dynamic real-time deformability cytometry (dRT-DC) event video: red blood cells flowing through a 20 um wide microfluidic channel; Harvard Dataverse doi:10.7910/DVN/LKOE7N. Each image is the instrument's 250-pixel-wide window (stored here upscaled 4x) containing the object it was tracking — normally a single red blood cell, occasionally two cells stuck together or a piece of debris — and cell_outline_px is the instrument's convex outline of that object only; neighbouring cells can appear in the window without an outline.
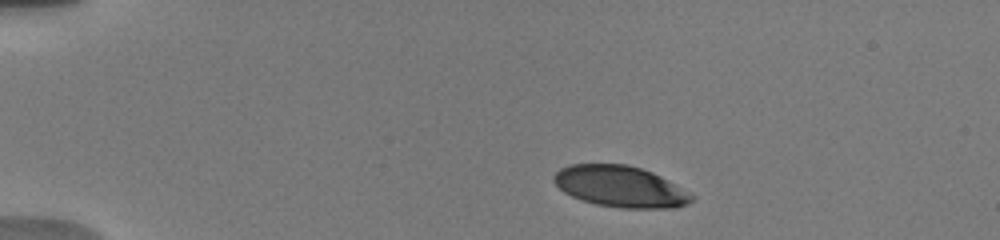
{"species": "human", "species_latin": "Homo sapiens", "temperature_condition": "warm", "stored_images_in_passage": 36, "camera_frame_rate_fps": 3000, "um_per_image_px": 0.085, "donor": {"sex": "male"}, "frame": {"image": 1, "passage_image": 2, "time_ms": 1.0, "image_size_px": [1000, 240], "cell_outline_px": [[696, 196], [688, 204], [676, 208], [620, 208], [596, 204], [572, 196], [564, 192], [552, 180], [552, 176], [560, 168], [568, 164], [628, 164], [652, 172], [668, 180]], "centroid_in_image_um": [52.73, 15.85], "position_along_channel_um": 32.3, "area_um2": 33.18}}
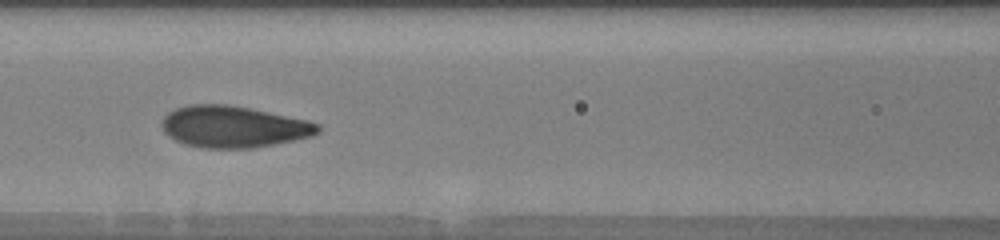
{"frame": {"image": 2, "passage_image": 13, "time_ms": 6.0, "image_size_px": [1000, 240], "cell_outline_px": [[320, 132], [312, 136], [256, 148], [200, 148], [184, 144], [168, 136], [164, 132], [160, 124], [164, 116], [168, 112], [176, 108], [188, 104], [228, 104], [308, 120], [320, 124]], "centroid_in_image_um": [19.82, 10.77], "position_along_channel_um": 146.8, "area_um2": 38.03}}
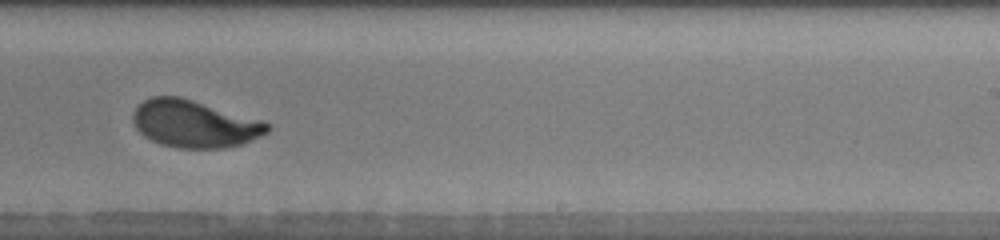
{"frame": {"image": 3, "passage_image": 21, "time_ms": 9.333, "image_size_px": [1000, 240], "cell_outline_px": [[272, 128], [268, 132], [260, 136], [240, 144], [224, 148], [176, 148], [160, 144], [144, 136], [136, 128], [132, 120], [132, 112], [144, 100], [152, 96], [180, 96], [260, 120], [272, 124]], "centroid_in_image_um": [16.51, 10.53], "position_along_channel_um": 272.5, "area_um2": 36.93}, "authors_computed_cell_mechanics": {"area_um2": 36.7608, "velocity_mm_per_s": 3.7864, "shape_relaxation_time_tau1_ms": 3.1741, "shape_relaxation_time_tau2_ms": null, "deformation_change_tau1": 0.1651, "deformation_change_tau2": null}}